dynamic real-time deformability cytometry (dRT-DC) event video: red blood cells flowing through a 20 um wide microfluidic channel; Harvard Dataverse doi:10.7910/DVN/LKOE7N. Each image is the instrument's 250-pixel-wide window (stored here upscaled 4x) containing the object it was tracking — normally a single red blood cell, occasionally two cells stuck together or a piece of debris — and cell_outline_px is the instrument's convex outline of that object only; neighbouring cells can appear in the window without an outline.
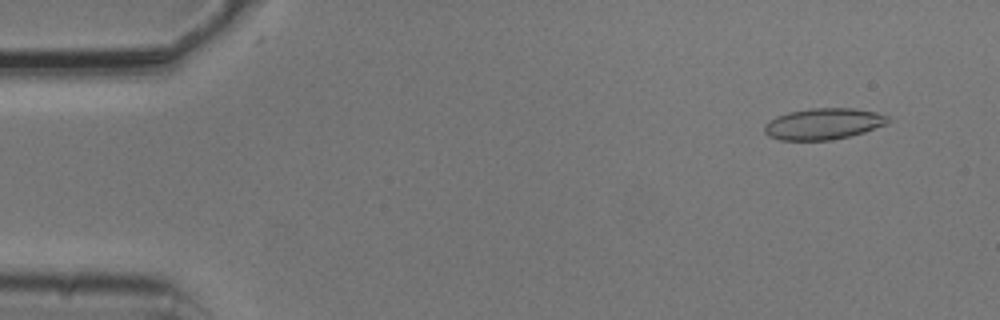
{"species": "common noctule bat (a hibernating species)", "species_latin": "Nyctalus noctula", "temperature_condition": "cold", "stored_images_in_passage": 53, "camera_frame_rate_fps": 3000, "um_per_image_px": 0.085, "animal": {"sex": "male", "body_mass_g": 20.5, "forearm_length_mm": 52.5}, "frame": {"image": 1, "passage_image": 4, "time_ms": 1.0, "image_size_px": [1000, 320], "cell_outline_px": [[892, 120], [888, 124], [864, 132], [832, 140], [780, 140], [768, 136], [764, 132], [764, 124], [768, 120], [776, 116], [788, 112], [808, 108], [852, 108], [876, 112], [888, 116]], "centroid_in_image_um": [69.98, 10.52], "position_along_channel_um": 15.0, "area_um2": 22.77}}
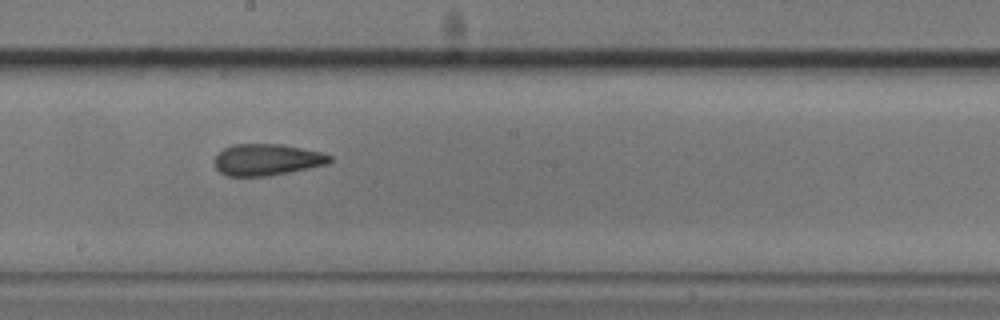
{"frame": {"image": 2, "passage_image": 29, "time_ms": 9.333, "image_size_px": [1000, 320], "cell_outline_px": [[332, 160], [328, 164], [268, 176], [228, 176], [220, 172], [216, 168], [216, 156], [224, 148], [232, 144], [280, 144], [320, 152], [332, 156]], "centroid_in_image_um": [22.69, 13.57], "position_along_channel_um": 225.5, "area_um2": 20.92}}
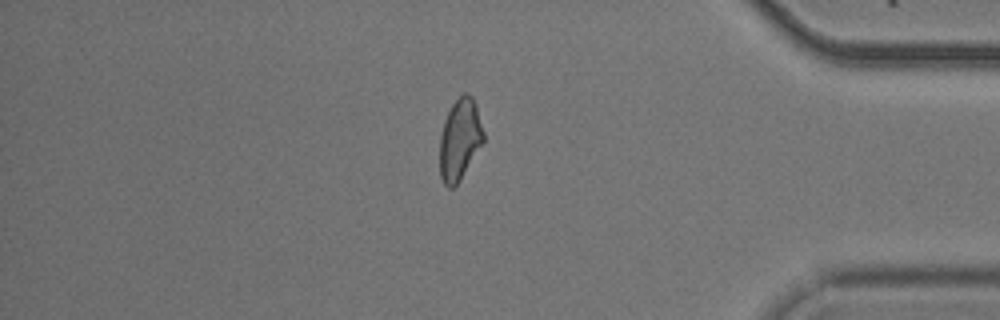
{"frame": {"image": 3, "passage_image": 45, "time_ms": 14.667, "image_size_px": [1000, 320], "cell_outline_px": [[484, 140], [460, 180], [452, 188], [448, 188], [444, 184], [440, 176], [440, 136], [444, 120], [452, 104], [464, 92], [468, 92], [472, 96], [476, 104], [484, 132]], "centroid_in_image_um": [39.08, 11.83], "position_along_channel_um": 396.1, "area_um2": 20.63}, "authors_computed_cell_mechanics": {"area_um2": 21.4438, "velocity_mm_per_s": 3.7661, "shape_relaxation_time_tau1_ms": null, "shape_relaxation_time_tau2_ms": 3.0625, "deformation_change_tau1": null, "deformation_change_tau2": 0.1104}}